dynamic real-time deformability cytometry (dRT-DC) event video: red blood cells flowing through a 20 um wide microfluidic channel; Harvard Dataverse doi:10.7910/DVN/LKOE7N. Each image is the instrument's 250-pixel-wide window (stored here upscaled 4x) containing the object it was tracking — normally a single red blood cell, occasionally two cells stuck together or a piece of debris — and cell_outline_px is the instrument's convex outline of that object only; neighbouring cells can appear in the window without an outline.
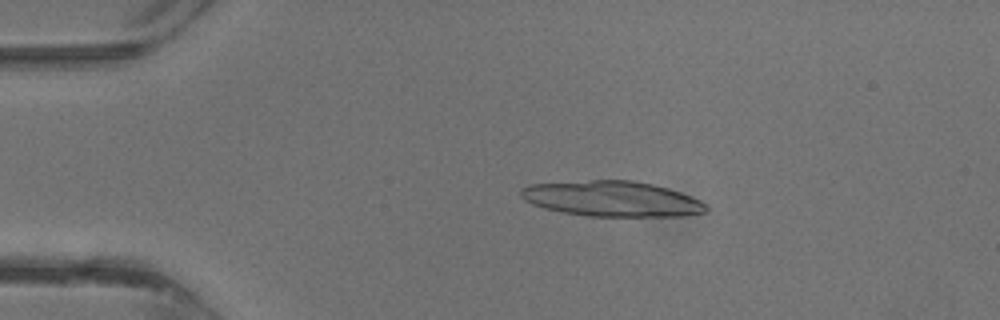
{"species": "common noctule bat (a hibernating species)", "species_latin": "Nyctalus noctula", "temperature_condition": "warm", "stored_images_in_passage": 11, "camera_frame_rate_fps": 3000, "um_per_image_px": 0.085, "animal": {"sex": "male", "body_mass_g": 13.3}, "frame": {"image": 1, "passage_image": 7, "time_ms": 2.0, "image_size_px": [1000, 320], "cell_outline_px": [[708, 208], [704, 212], [684, 216], [588, 216], [564, 212], [544, 208], [532, 204], [524, 200], [520, 196], [520, 188], [528, 184], [592, 180], [632, 180], [652, 184], [668, 188], [680, 192], [700, 200], [708, 204]], "centroid_in_image_um": [52.0, 16.89], "position_along_channel_um": 33.0, "area_um2": 38.32}}